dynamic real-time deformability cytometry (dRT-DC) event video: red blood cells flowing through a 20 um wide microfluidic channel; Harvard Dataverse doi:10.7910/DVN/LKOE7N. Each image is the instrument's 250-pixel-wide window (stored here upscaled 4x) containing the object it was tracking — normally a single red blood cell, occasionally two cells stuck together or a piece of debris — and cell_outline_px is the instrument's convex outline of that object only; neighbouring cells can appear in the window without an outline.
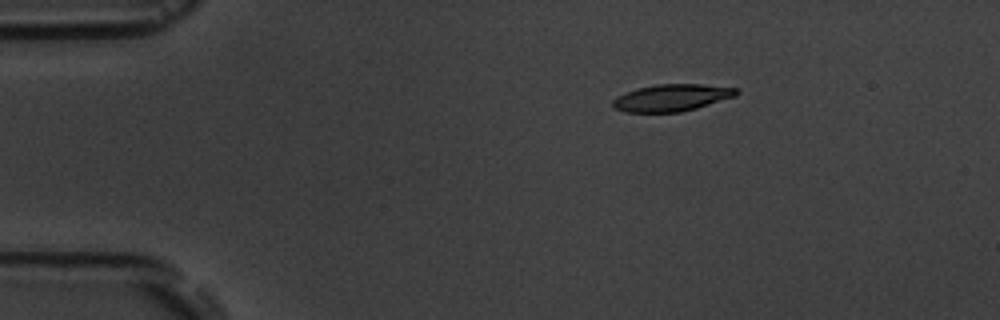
{"species": "common noctule bat (a hibernating species)", "species_latin": "Nyctalus noctula", "temperature_condition": "room temperature", "stored_images_in_passage": 5, "camera_frame_rate_fps": 3000, "um_per_image_px": 0.085, "animal": {"sex": "male", "body_mass_g": 19.5, "forearm_length_mm": 54.6}, "frame": {"image": 1, "passage_image": 3, "time_ms": 2.333, "image_size_px": [1000, 320], "cell_outline_px": [[740, 92], [736, 96], [696, 108], [680, 112], [624, 112], [612, 108], [612, 100], [616, 96], [636, 88], [656, 84], [700, 84], [736, 88]], "centroid_in_image_um": [57.05, 8.3], "position_along_channel_um": 27.9, "area_um2": 19.54}}